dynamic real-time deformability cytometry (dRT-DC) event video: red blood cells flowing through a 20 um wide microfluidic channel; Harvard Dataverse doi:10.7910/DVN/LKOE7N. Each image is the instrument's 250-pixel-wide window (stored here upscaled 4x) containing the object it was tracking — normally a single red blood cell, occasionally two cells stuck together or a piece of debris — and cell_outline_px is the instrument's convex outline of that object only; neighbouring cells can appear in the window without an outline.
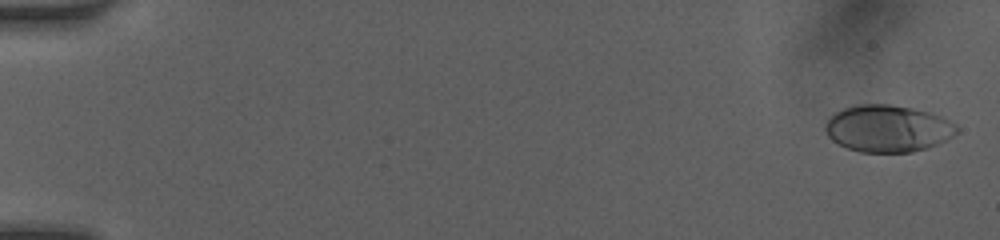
{"species": "human", "species_latin": "Homo sapiens", "temperature_condition": "room temperature", "stored_images_in_passage": 51, "camera_frame_rate_fps": 3000, "um_per_image_px": 0.085, "donor": {"sex": "female"}, "frame": {"image": 1, "passage_image": 2, "time_ms": 0.333, "image_size_px": [1000, 240], "cell_outline_px": [[960, 132], [928, 148], [912, 152], [860, 152], [848, 148], [832, 140], [828, 136], [824, 128], [824, 124], [836, 112], [844, 108], [856, 104], [888, 104], [912, 108], [932, 112], [944, 116], [956, 124], [960, 128]], "centroid_in_image_um": [75.51, 10.91], "position_along_channel_um": 9.5, "area_um2": 36.24}}
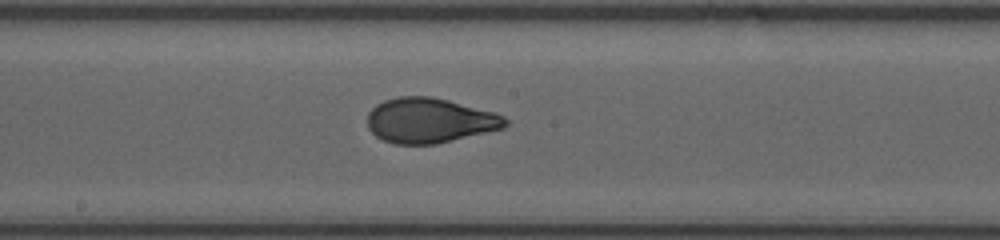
{"frame": {"image": 2, "passage_image": 29, "time_ms": 9.333, "image_size_px": [1000, 240], "cell_outline_px": [[508, 124], [504, 128], [436, 144], [396, 144], [384, 140], [376, 136], [368, 128], [368, 112], [376, 104], [384, 100], [400, 96], [432, 96], [496, 112], [504, 116], [508, 120]], "centroid_in_image_um": [36.53, 10.23], "position_along_channel_um": 211.7, "area_um2": 36.24}}
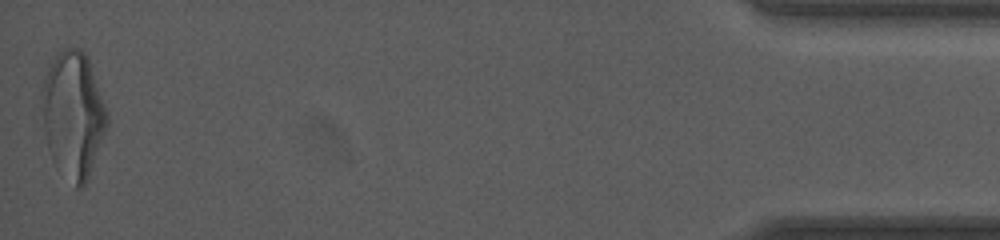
{"frame": {"image": 3, "passage_image": 51, "time_ms": 16.667, "image_size_px": [1000, 240], "cell_outline_px": [[108, 124], [88, 180], [80, 188], [76, 188], [52, 160], [48, 148], [44, 132], [40, 92], [48, 68], [56, 52], [68, 48], [80, 48], [88, 56], [108, 108]], "centroid_in_image_um": [6.23, 9.71], "position_along_channel_um": 429.0, "area_um2": 48.49}, "authors_computed_cell_mechanics": {"area_um2": 36.0672, "velocity_mm_per_s": 4.1157, "shape_relaxation_time_tau1_ms": 4.4701, "shape_relaxation_time_tau2_ms": 0.7684, "deformation_change_tau1": 0.1728, "deformation_change_tau2": 0.0547}}